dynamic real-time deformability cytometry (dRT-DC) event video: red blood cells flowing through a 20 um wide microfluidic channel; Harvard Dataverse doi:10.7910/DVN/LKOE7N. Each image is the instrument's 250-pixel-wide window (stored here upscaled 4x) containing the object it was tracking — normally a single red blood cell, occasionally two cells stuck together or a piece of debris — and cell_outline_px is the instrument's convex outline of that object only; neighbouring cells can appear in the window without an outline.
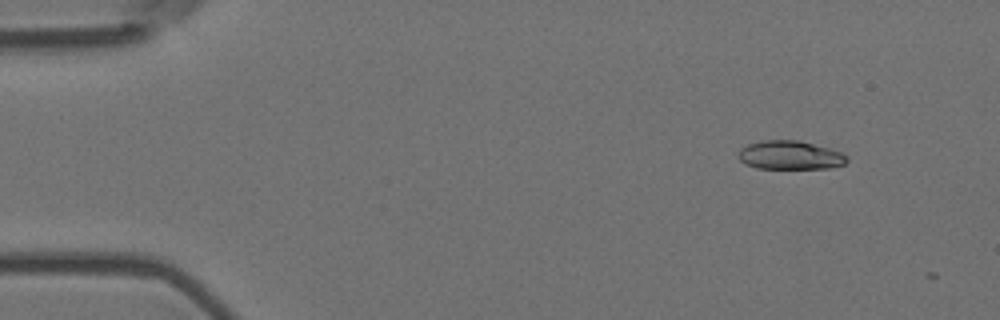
{"species": "Egyptian fruit bat (a non-hibernating species)", "species_latin": "Rousettus aegyptiacus", "temperature_condition": "room temperature", "stored_images_in_passage": 3, "camera_frame_rate_fps": 3000, "um_per_image_px": 0.085, "animal": {"sex": "female"}, "frame": {"image": 1, "passage_image": 1, "time_ms": 0.0, "image_size_px": [1000, 320], "cell_outline_px": [[848, 160], [844, 164], [828, 168], [756, 168], [744, 164], [736, 156], [740, 148], [748, 144], [764, 140], [800, 140], [828, 148], [840, 152], [848, 156]], "centroid_in_image_um": [67.11, 13.19], "position_along_channel_um": 17.9, "area_um2": 18.21}}